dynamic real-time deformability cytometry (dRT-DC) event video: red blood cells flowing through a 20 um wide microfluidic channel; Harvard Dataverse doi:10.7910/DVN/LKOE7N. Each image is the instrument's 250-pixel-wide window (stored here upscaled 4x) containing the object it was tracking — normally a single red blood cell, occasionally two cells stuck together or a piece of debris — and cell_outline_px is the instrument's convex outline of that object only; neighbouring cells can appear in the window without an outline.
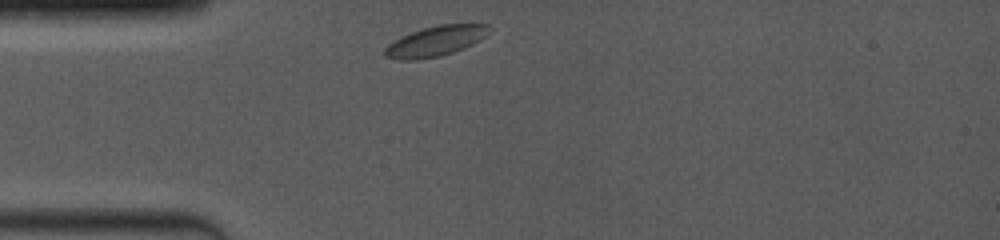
{"species": "common noctule bat (a hibernating species)", "species_latin": "Nyctalus noctula", "temperature_condition": "room temperature", "stored_images_in_passage": 22, "camera_frame_rate_fps": 4000, "um_per_image_px": 0.085, "animal": {"sex": "female", "body_mass_g": 19.0, "forearm_length_mm": 53.3}, "frame": {"image": 1, "passage_image": 1, "time_ms": 0.0, "image_size_px": [1000, 240], "cell_outline_px": [[492, 28], [480, 40], [464, 48], [440, 56], [412, 60], [400, 60], [384, 56], [384, 48], [388, 44], [420, 28], [440, 24], [488, 24]], "centroid_in_image_um": [37.03, 3.49], "position_along_channel_um": 48.0, "area_um2": 18.21}}
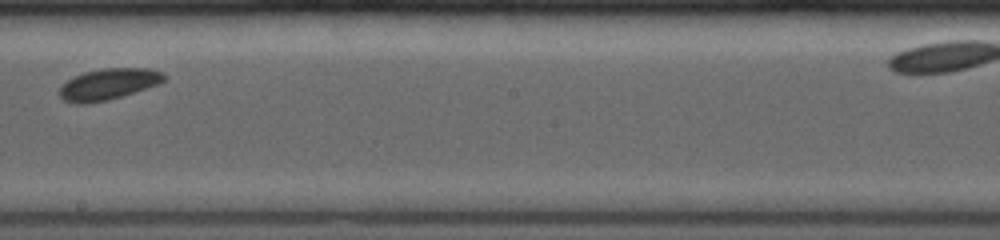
{"frame": {"image": 2, "passage_image": 14, "time_ms": 5.25, "image_size_px": [1000, 240], "cell_outline_px": [[168, 76], [160, 84], [108, 100], [88, 104], [72, 104], [64, 100], [60, 96], [60, 88], [68, 80], [84, 72], [104, 68], [148, 68], [164, 72]], "centroid_in_image_um": [9.26, 7.16], "position_along_channel_um": 238.9, "area_um2": 19.07}}
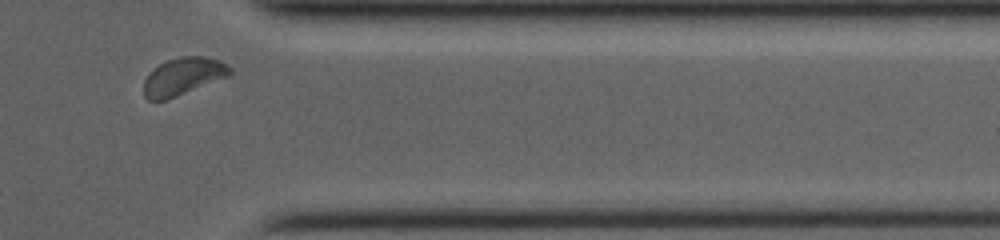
{"frame": {"image": 3, "passage_image": 21, "time_ms": 9.25, "image_size_px": [1000, 240], "cell_outline_px": [[232, 72], [228, 76], [176, 96], [164, 100], [148, 100], [144, 96], [144, 80], [164, 60], [180, 56], [204, 56], [220, 60], [228, 64], [232, 68]], "centroid_in_image_um": [15.59, 6.47], "position_along_channel_um": 395.8, "area_um2": 18.61}, "authors_computed_cell_mechanics": {"area_um2": 18.4671, "velocity_mm_per_s": 3.9299, "shape_relaxation_time_tau1_ms": 1.2869, "shape_relaxation_time_tau2_ms": null, "deformation_change_tau1": 0.0361, "deformation_change_tau2": null}}